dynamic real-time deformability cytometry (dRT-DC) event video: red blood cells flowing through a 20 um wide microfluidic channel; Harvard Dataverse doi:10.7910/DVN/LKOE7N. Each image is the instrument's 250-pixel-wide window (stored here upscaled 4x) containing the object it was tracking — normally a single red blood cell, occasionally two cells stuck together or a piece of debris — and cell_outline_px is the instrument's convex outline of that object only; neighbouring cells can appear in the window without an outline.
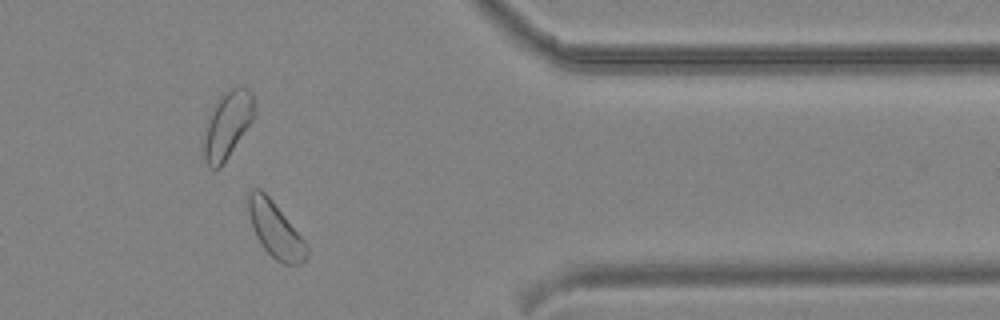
{"species": "common noctule bat (a hibernating species)", "species_latin": "Nyctalus noctula", "temperature_condition": "cold", "stored_images_in_passage": 32, "segment_of_instrument_passage": [1, 2], "camera_frame_rate_fps": 3000, "um_per_image_px": 0.085, "animal": {"sex": "male", "body_mass_g": 19.2, "forearm_length_mm": 51.8}, "frame": {"image": 1, "passage_image": 23, "time_ms": 7.333, "image_size_px": [1000, 320], "cell_outline_px": [[308, 256], [300, 264], [284, 264], [276, 260], [264, 248], [256, 236], [248, 212], [248, 192], [252, 188], [260, 188], [272, 200], [308, 244]], "centroid_in_image_um": [23.41, 19.53], "position_along_channel_um": 388.0, "area_um2": 18.73}}